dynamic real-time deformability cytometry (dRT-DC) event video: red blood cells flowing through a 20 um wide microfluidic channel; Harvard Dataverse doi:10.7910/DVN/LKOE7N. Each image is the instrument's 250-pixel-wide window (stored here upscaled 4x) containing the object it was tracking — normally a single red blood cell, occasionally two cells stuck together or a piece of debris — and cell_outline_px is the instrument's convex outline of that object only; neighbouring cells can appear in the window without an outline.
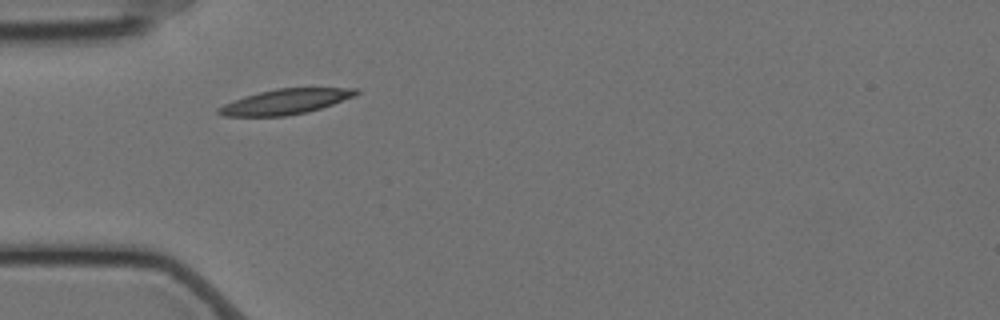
{"species": "Egyptian fruit bat (a non-hibernating species)", "species_latin": "Rousettus aegyptiacus", "temperature_condition": "cold", "stored_images_in_passage": 23, "camera_frame_rate_fps": 3000, "um_per_image_px": 0.085, "animal": {"sex": "female"}, "frame": {"image": 1, "passage_image": 1, "time_ms": 0.0, "image_size_px": [1000, 320], "cell_outline_px": [[360, 92], [356, 96], [308, 112], [284, 116], [224, 116], [216, 112], [216, 108], [224, 104], [260, 92], [276, 88], [356, 88]], "centroid_in_image_um": [24.29, 8.64], "position_along_channel_um": 60.7, "area_um2": 19.94}}
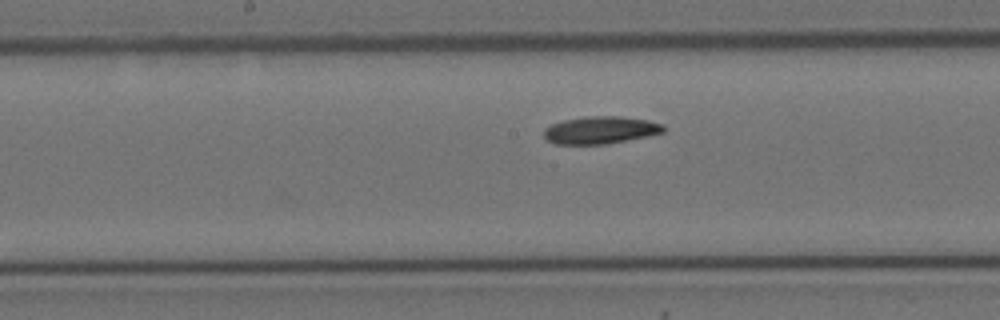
{"frame": {"image": 2, "passage_image": 13, "time_ms": 4.0, "image_size_px": [1000, 320], "cell_outline_px": [[664, 132], [648, 136], [604, 144], [556, 144], [548, 140], [544, 136], [544, 128], [552, 124], [564, 120], [584, 116], [620, 116], [648, 120], [660, 124], [664, 128]], "centroid_in_image_um": [51.01, 11.05], "position_along_channel_um": 197.2, "area_um2": 18.96}}
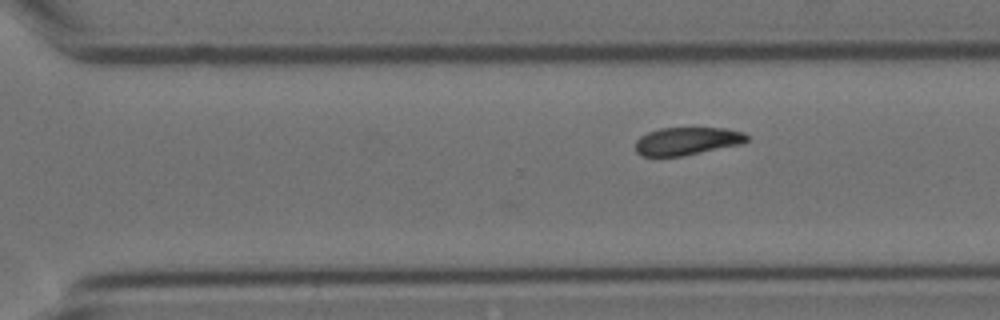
{"frame": {"image": 3, "passage_image": 23, "time_ms": 7.333, "image_size_px": [1000, 320], "cell_outline_px": [[748, 140], [744, 144], [680, 156], [640, 156], [636, 152], [636, 140], [640, 136], [648, 132], [660, 128], [724, 128], [744, 132], [748, 136]], "centroid_in_image_um": [58.41, 11.99], "position_along_channel_um": 312.2, "area_um2": 18.15}}